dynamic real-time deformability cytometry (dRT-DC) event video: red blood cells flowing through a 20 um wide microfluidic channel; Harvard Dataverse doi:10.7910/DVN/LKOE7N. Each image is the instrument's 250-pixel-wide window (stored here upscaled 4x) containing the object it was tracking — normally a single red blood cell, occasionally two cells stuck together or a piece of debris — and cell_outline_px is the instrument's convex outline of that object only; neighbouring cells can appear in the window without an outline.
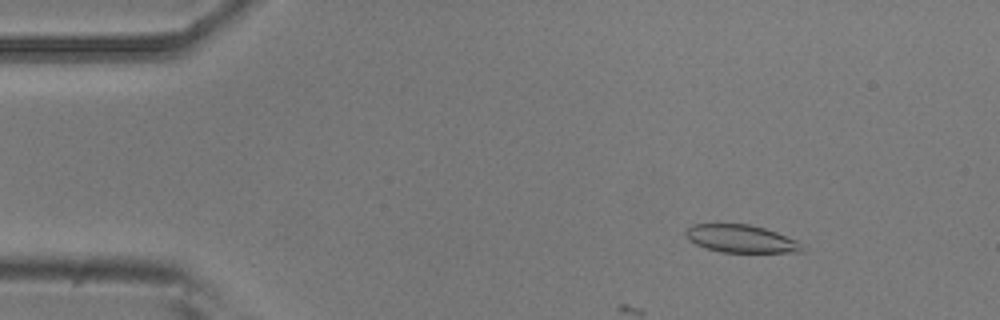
{"species": "common noctule bat (a hibernating species)", "species_latin": "Nyctalus noctula", "temperature_condition": "room temperature", "stored_images_in_passage": 5, "camera_frame_rate_fps": 3000, "um_per_image_px": 0.085, "animal": {"sex": "male", "body_mass_g": 20.5, "forearm_length_mm": 52.5}, "frame": {"image": 1, "passage_image": 2, "time_ms": 1.333, "image_size_px": [1000, 320], "cell_outline_px": [[808, 248], [804, 252], [720, 252], [696, 244], [688, 240], [684, 232], [692, 224], [748, 224], [764, 228], [776, 232], [796, 240]], "centroid_in_image_um": [63.02, 20.3], "position_along_channel_um": 22.0, "area_um2": 18.84}}